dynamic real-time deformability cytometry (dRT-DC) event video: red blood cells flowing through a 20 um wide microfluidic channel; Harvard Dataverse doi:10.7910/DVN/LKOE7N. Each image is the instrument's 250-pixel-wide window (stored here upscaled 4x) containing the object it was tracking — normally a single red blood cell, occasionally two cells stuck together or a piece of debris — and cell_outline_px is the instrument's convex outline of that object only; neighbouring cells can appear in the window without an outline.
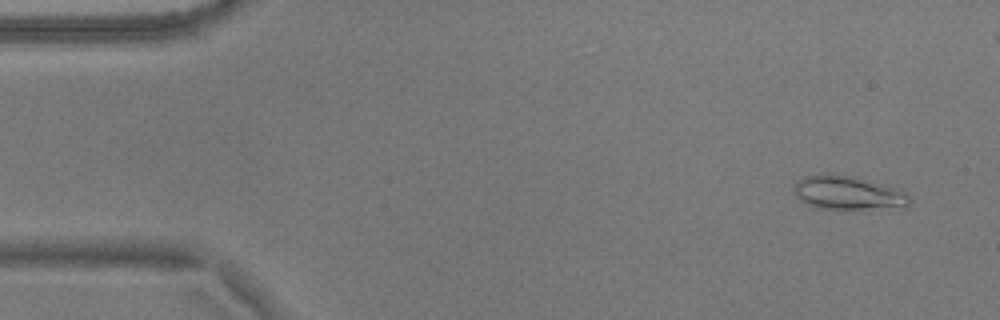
{"species": "common noctule bat (a hibernating species)", "species_latin": "Nyctalus noctula", "temperature_condition": "warm", "stored_images_in_passage": 56, "camera_frame_rate_fps": 3000, "um_per_image_px": 0.085, "animal": {"sex": "male", "body_mass_g": 17.9}, "frame": {"image": 1, "passage_image": 4, "time_ms": 1.0, "image_size_px": [1000, 320], "cell_outline_px": [[912, 200], [908, 204], [864, 208], [816, 208], [800, 200], [792, 192], [792, 188], [804, 176], [856, 176], [872, 180], [900, 188]], "centroid_in_image_um": [72.05, 16.38], "position_along_channel_um": 12.9, "area_um2": 21.85}}
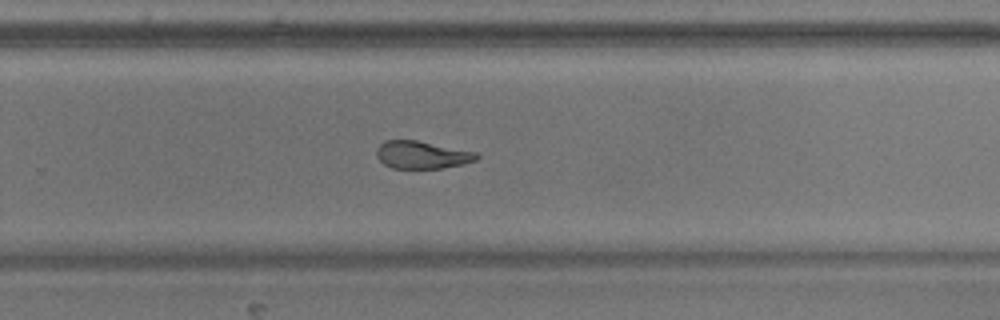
{"frame": {"image": 2, "passage_image": 36, "time_ms": 11.667, "image_size_px": [1000, 320], "cell_outline_px": [[480, 156], [476, 160], [464, 164], [440, 168], [392, 168], [384, 164], [376, 156], [376, 148], [384, 140], [416, 140], [476, 152]], "centroid_in_image_um": [35.85, 13.16], "position_along_channel_um": 294.0, "area_um2": 16.07}}
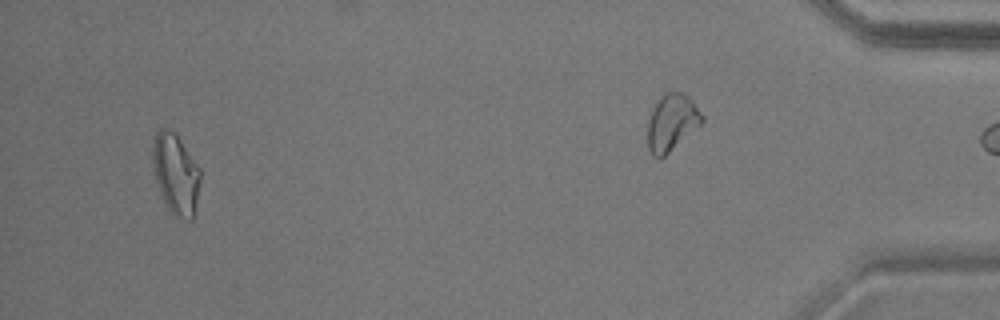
{"frame": {"image": 3, "passage_image": 53, "time_ms": 17.333, "image_size_px": [1000, 320], "cell_outline_px": [[200, 180], [192, 220], [188, 220], [176, 216], [168, 208], [160, 192], [156, 180], [152, 160], [152, 148], [156, 132], [160, 128], [168, 128], [180, 140], [200, 168]], "centroid_in_image_um": [14.92, 14.76], "position_along_channel_um": 420.3, "area_um2": 21.85}, "authors_computed_cell_mechanics": {"area_um2": 18.6694, "velocity_mm_per_s": 3.6311, "shape_relaxation_time_tau1_ms": null, "shape_relaxation_time_tau2_ms": 2.9129, "deformation_change_tau1": null, "deformation_change_tau2": 0.1021}}